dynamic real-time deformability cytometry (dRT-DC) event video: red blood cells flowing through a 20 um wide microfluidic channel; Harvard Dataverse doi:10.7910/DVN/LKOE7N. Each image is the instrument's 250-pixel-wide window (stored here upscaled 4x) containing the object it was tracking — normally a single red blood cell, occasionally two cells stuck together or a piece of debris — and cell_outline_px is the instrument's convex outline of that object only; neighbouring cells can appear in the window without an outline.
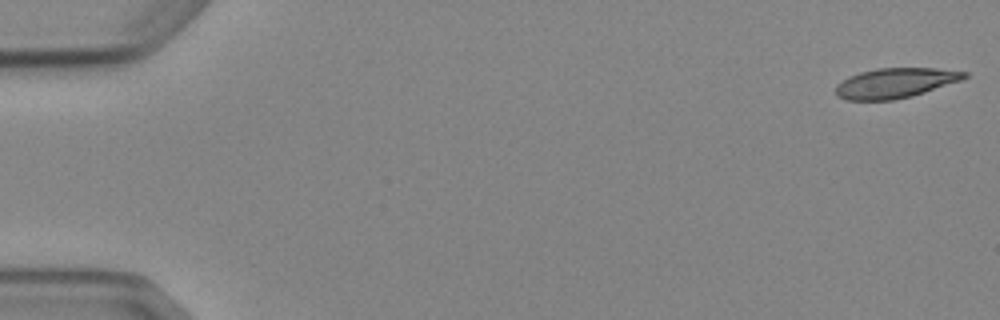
{"species": "Egyptian fruit bat (a non-hibernating species)", "species_latin": "Rousettus aegyptiacus", "temperature_condition": "cold", "stored_images_in_passage": 5, "camera_frame_rate_fps": 3000, "um_per_image_px": 0.085, "animal": {"sex": "female"}, "frame": {"image": 1, "passage_image": 1, "time_ms": 0.0, "image_size_px": [1000, 320], "cell_outline_px": [[968, 76], [960, 80], [912, 96], [892, 100], [848, 100], [836, 96], [836, 84], [848, 76], [860, 72], [876, 68], [936, 68], [968, 72]], "centroid_in_image_um": [76.06, 7.05], "position_along_channel_um": 8.9, "area_um2": 22.37}}
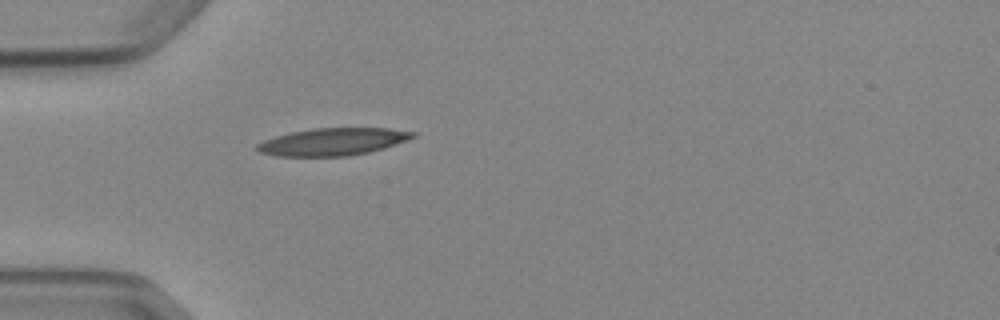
{"frame": {"image": 2, "passage_image": 5, "time_ms": 5.0, "image_size_px": [1000, 320], "cell_outline_px": [[416, 136], [408, 140], [384, 148], [368, 152], [348, 156], [276, 156], [256, 152], [252, 148], [256, 144], [264, 140], [276, 136], [292, 132], [312, 128], [388, 128], [416, 132]], "centroid_in_image_um": [28.25, 12.05], "position_along_channel_um": 56.8, "area_um2": 25.03}}